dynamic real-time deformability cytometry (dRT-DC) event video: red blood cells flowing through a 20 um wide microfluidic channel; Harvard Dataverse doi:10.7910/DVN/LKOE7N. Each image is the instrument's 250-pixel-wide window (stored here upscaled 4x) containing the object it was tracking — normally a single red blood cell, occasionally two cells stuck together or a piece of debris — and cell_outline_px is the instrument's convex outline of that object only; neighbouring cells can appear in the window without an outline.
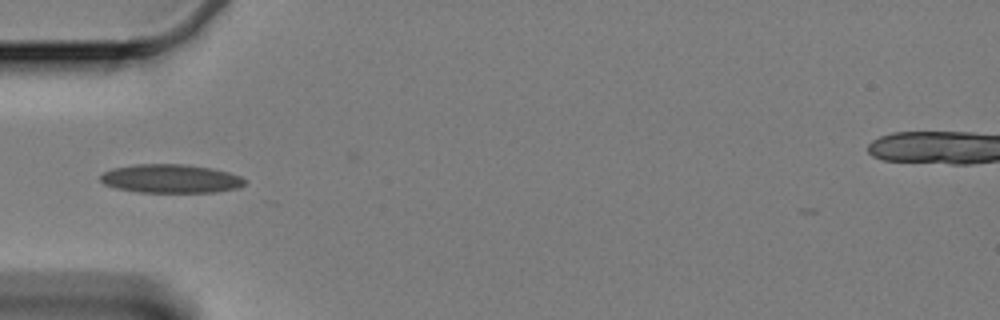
{"species": "Egyptian fruit bat (a non-hibernating species)", "species_latin": "Rousettus aegyptiacus", "temperature_condition": "cold", "stored_images_in_passage": 34, "camera_frame_rate_fps": 3000, "um_per_image_px": 0.085, "animal": {"sex": "female"}, "frame": {"image": 1, "passage_image": 1, "time_ms": 0.0, "image_size_px": [1000, 320], "cell_outline_px": [[248, 180], [240, 188], [216, 192], [136, 192], [116, 188], [104, 184], [100, 180], [100, 176], [104, 172], [112, 168], [132, 164], [184, 164], [212, 168], [228, 172], [240, 176]], "centroid_in_image_um": [14.52, 15.18], "position_along_channel_um": 70.5, "area_um2": 24.33}}
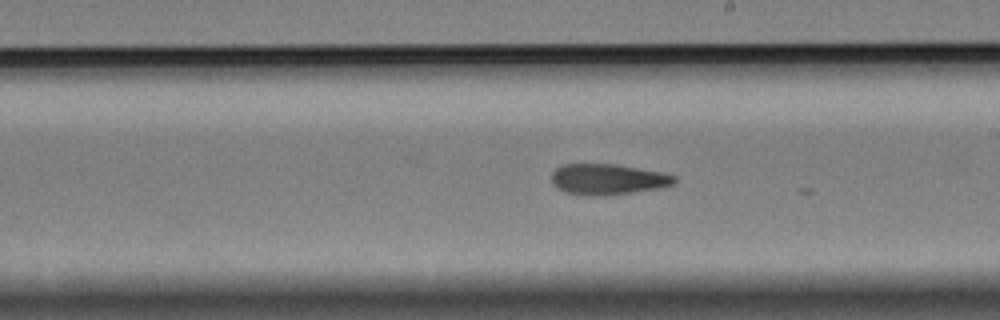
{"frame": {"image": 2, "passage_image": 16, "time_ms": 5.0, "image_size_px": [1000, 320], "cell_outline_px": [[676, 180], [672, 184], [656, 188], [600, 196], [564, 192], [556, 188], [552, 184], [552, 172], [560, 164], [616, 164], [664, 172], [676, 176]], "centroid_in_image_um": [51.62, 15.21], "position_along_channel_um": 237.4, "area_um2": 21.85}}
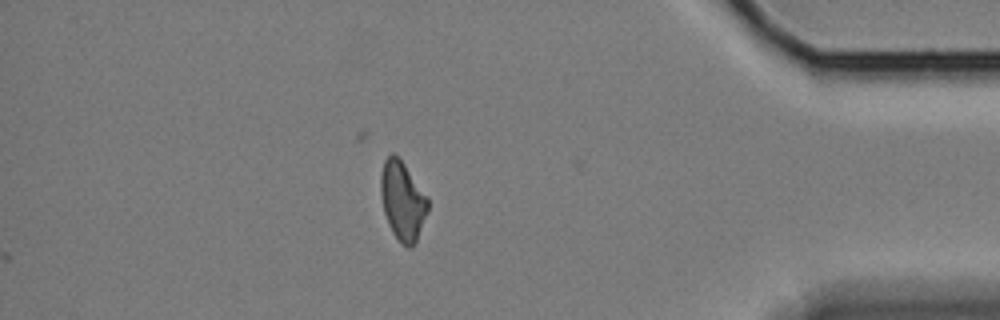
{"frame": {"image": 3, "passage_image": 34, "time_ms": 11.0, "image_size_px": [1000, 320], "cell_outline_px": [[428, 212], [416, 240], [408, 248], [392, 232], [388, 224], [384, 212], [380, 196], [380, 176], [384, 160], [392, 152], [404, 164], [428, 196]], "centroid_in_image_um": [34.21, 17.03], "position_along_channel_um": 401.0, "area_um2": 21.44}, "authors_computed_cell_mechanics": {"area_um2": 22.1952, "velocity_mm_per_s": 3.3153, "shape_relaxation_time_tau1_ms": null, "shape_relaxation_time_tau2_ms": 5.96, "deformation_change_tau1": null, "deformation_change_tau2": 0.1346}}